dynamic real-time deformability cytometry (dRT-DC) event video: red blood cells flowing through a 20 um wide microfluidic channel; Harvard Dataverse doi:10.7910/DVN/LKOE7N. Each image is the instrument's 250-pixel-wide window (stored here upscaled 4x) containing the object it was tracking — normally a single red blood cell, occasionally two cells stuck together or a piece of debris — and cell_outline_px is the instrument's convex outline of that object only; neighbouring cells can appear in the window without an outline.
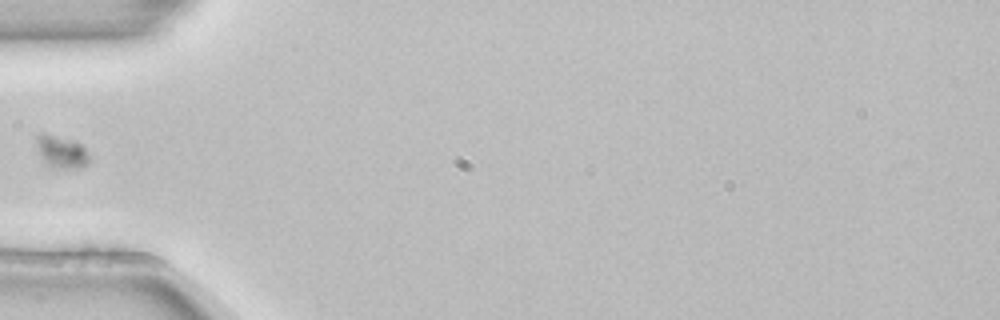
{"species": "common noctule bat (a hibernating species)", "species_latin": "Nyctalus noctula", "temperature_condition": "room temperature", "stored_images_in_passage": 6, "camera_frame_rate_fps": 3000, "um_per_image_px": 0.085, "animal": {"sex": "female", "body_mass_g": 22.7, "forearm_length_mm": 54.2}, "frame": {"image": 1, "passage_image": 6, "time_ms": 1.667, "image_size_px": [1000, 320], "cell_outline_px": [[88, 164], [80, 168], [60, 168], [44, 164], [36, 144], [36, 136], [40, 132], [44, 132], [76, 140], [88, 152]], "centroid_in_image_um": [5.2, 12.87], "position_along_channel_um": 79.8, "area_um2": 10.17}}